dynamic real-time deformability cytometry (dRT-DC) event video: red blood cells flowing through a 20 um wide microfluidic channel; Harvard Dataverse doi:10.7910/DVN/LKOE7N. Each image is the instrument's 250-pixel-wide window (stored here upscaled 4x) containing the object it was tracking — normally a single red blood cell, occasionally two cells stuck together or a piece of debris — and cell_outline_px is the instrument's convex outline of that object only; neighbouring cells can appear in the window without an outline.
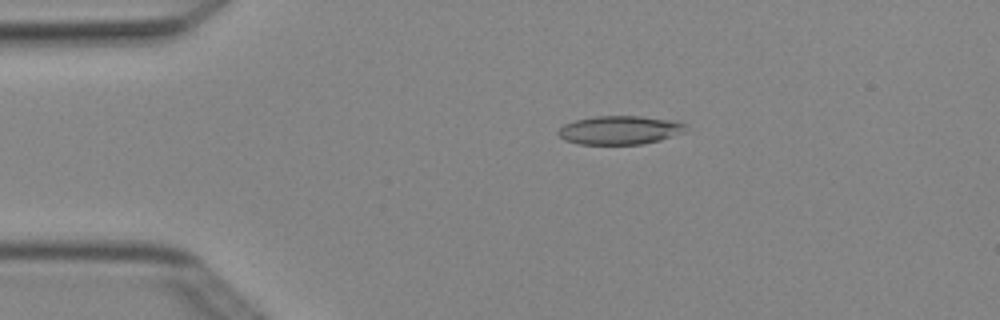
{"species": "Egyptian fruit bat (a non-hibernating species)", "species_latin": "Rousettus aegyptiacus", "temperature_condition": "cold", "stored_images_in_passage": 3, "camera_frame_rate_fps": 3000, "um_per_image_px": 0.085, "animal": {"sex": "female"}, "frame": {"image": 1, "passage_image": 2, "time_ms": 0.333, "image_size_px": [1000, 320], "cell_outline_px": [[688, 124], [684, 132], [660, 140], [644, 144], [580, 144], [564, 140], [556, 132], [564, 124], [576, 120], [596, 116], [640, 116], [676, 120]], "centroid_in_image_um": [52.71, 11.05], "position_along_channel_um": 32.3, "area_um2": 21.39}}